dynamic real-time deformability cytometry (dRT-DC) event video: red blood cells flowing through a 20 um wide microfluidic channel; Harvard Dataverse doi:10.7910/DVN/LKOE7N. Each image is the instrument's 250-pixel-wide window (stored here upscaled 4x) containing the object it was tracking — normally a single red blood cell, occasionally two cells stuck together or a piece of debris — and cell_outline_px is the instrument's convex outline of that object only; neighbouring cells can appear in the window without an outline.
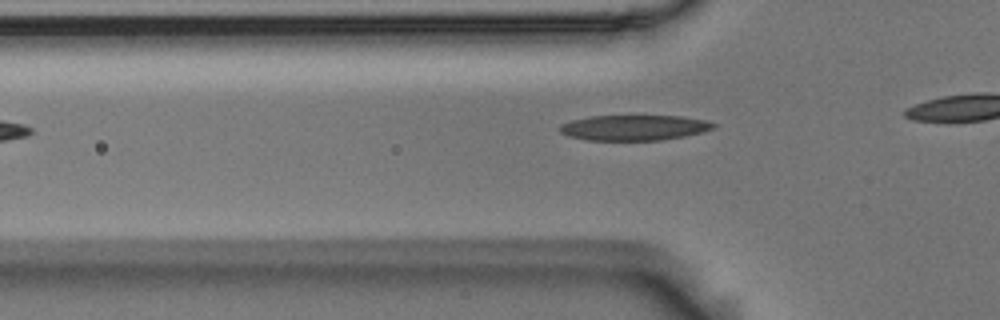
{"species": "Egyptian fruit bat (a non-hibernating species)", "species_latin": "Rousettus aegyptiacus", "temperature_condition": "room temperature", "stored_images_in_passage": 9, "camera_frame_rate_fps": 3000, "um_per_image_px": 0.085, "animal": {"sex": "male"}, "frame": {"image": 1, "passage_image": 3, "time_ms": 0.667, "image_size_px": [1000, 320], "cell_outline_px": [[716, 124], [712, 128], [700, 132], [684, 136], [660, 140], [588, 140], [568, 136], [560, 132], [560, 124], [572, 120], [592, 116], [680, 116], [704, 120]], "centroid_in_image_um": [53.85, 10.85], "position_along_channel_um": 71.9, "area_um2": 22.43}}
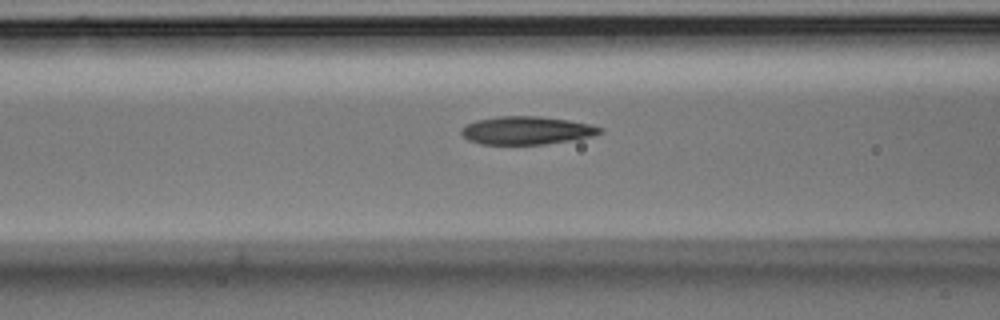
{"frame": {"image": 2, "passage_image": 7, "time_ms": 2.0, "image_size_px": [1000, 320], "cell_outline_px": [[604, 132], [592, 136], [544, 144], [480, 144], [468, 140], [460, 132], [460, 128], [476, 120], [496, 116], [540, 116], [568, 120], [592, 124], [604, 128]], "centroid_in_image_um": [44.77, 11.07], "position_along_channel_um": 121.8, "area_um2": 22.72}}